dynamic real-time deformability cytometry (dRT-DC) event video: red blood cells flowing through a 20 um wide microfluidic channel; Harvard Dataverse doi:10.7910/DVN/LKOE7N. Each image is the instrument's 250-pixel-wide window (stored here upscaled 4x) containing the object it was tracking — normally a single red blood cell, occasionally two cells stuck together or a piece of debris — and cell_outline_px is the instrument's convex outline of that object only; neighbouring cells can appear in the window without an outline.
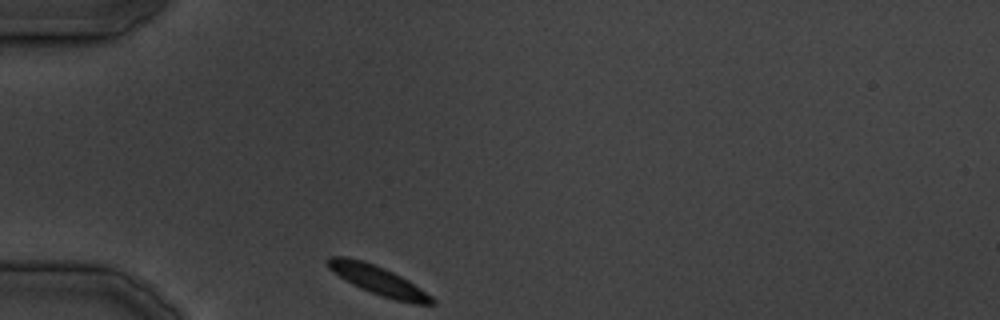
{"species": "common noctule bat (a hibernating species)", "species_latin": "Nyctalus noctula", "temperature_condition": "cold", "stored_images_in_passage": 23, "camera_frame_rate_fps": 3000, "um_per_image_px": 0.085, "animal": {"sex": "male", "body_mass_g": 19.5, "forearm_length_mm": 54.6}, "frame": {"image": 1, "passage_image": 1, "time_ms": 0.0, "image_size_px": [1000, 320], "cell_outline_px": [[436, 304], [412, 304], [396, 300], [360, 288], [352, 284], [328, 268], [324, 264], [324, 260], [328, 256], [344, 256], [364, 260], [384, 268], [408, 280], [432, 296], [436, 300]], "centroid_in_image_um": [32.11, 23.81], "position_along_channel_um": 52.9, "area_um2": 17.63}}
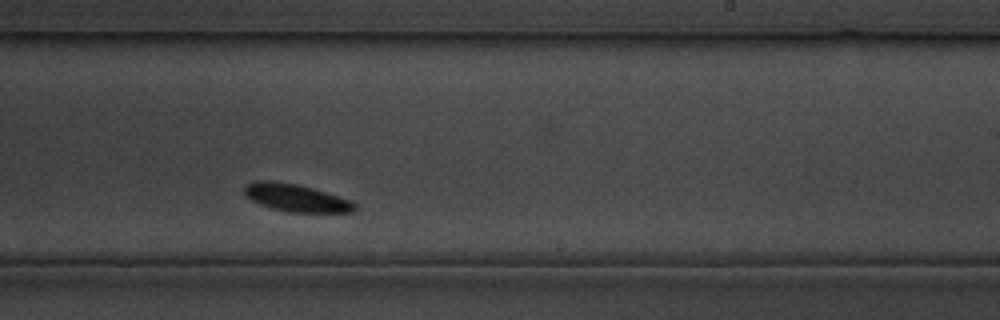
{"frame": {"image": 2, "passage_image": 14, "time_ms": 17.0, "image_size_px": [1000, 320], "cell_outline_px": [[356, 208], [352, 212], [288, 212], [272, 208], [260, 204], [252, 200], [244, 192], [244, 188], [252, 180], [272, 180], [296, 184], [312, 188], [352, 200], [356, 204]], "centroid_in_image_um": [25.17, 16.81], "position_along_channel_um": 263.8, "area_um2": 17.63}}
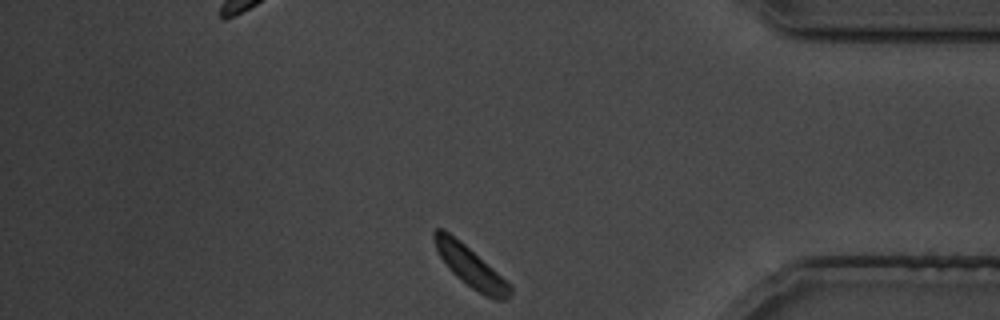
{"frame": {"image": 3, "passage_image": 23, "time_ms": 28.333, "image_size_px": [1000, 320], "cell_outline_px": [[512, 292], [508, 300], [496, 300], [472, 288], [456, 276], [448, 268], [440, 256], [436, 248], [432, 236], [432, 232], [436, 228], [444, 228], [460, 240], [512, 284]], "centroid_in_image_um": [40.0, 22.65], "position_along_channel_um": 395.2, "area_um2": 17.98}}